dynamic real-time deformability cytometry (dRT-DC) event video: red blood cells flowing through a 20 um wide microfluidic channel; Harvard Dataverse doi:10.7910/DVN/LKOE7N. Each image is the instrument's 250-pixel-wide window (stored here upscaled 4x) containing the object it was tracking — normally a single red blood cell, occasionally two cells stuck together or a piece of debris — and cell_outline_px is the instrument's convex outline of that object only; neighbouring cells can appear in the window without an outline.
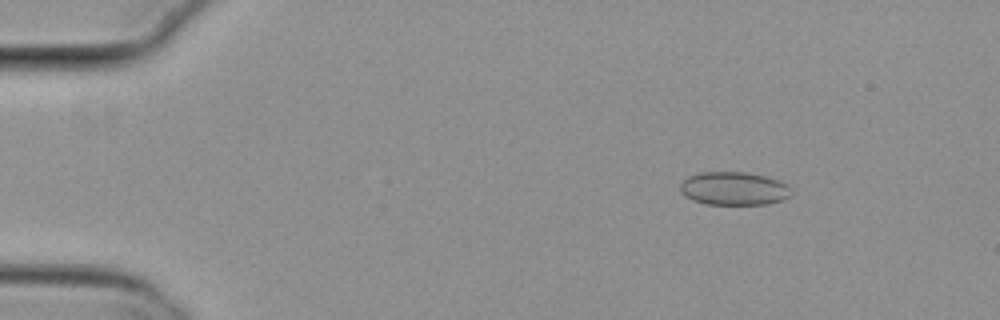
{"species": "common noctule bat (a hibernating species)", "species_latin": "Nyctalus noctula", "temperature_condition": "cold", "stored_images_in_passage": 52, "camera_frame_rate_fps": 3000, "um_per_image_px": 0.085, "animal": {"sex": "female", "body_mass_g": 29.2, "forearm_length_mm": 56.3}, "frame": {"image": 1, "passage_image": 5, "time_ms": 1.333, "image_size_px": [1000, 320], "cell_outline_px": [[792, 196], [784, 200], [768, 204], [708, 204], [692, 200], [680, 192], [680, 184], [688, 176], [700, 172], [748, 172], [768, 176], [788, 184], [792, 188]], "centroid_in_image_um": [62.44, 16.02], "position_along_channel_um": 22.6, "area_um2": 21.91}}
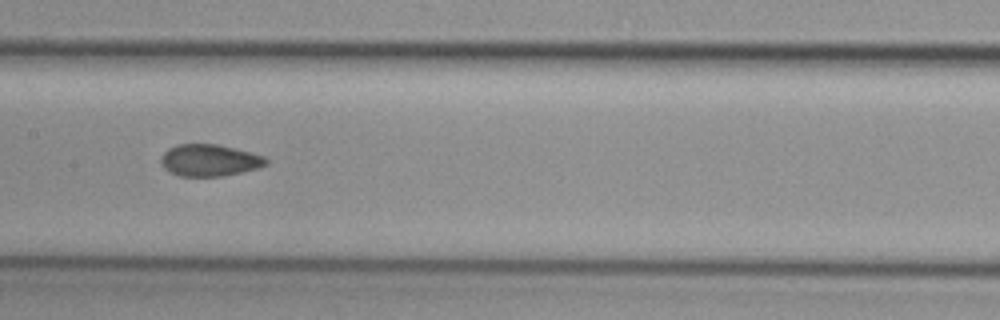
{"frame": {"image": 2, "passage_image": 25, "time_ms": 8.0, "image_size_px": [1000, 320], "cell_outline_px": [[268, 164], [260, 168], [220, 176], [180, 176], [168, 172], [164, 168], [160, 160], [164, 152], [168, 148], [180, 144], [216, 144], [236, 148], [264, 156], [268, 160]], "centroid_in_image_um": [17.81, 13.62], "position_along_channel_um": 189.6, "area_um2": 19.54}}
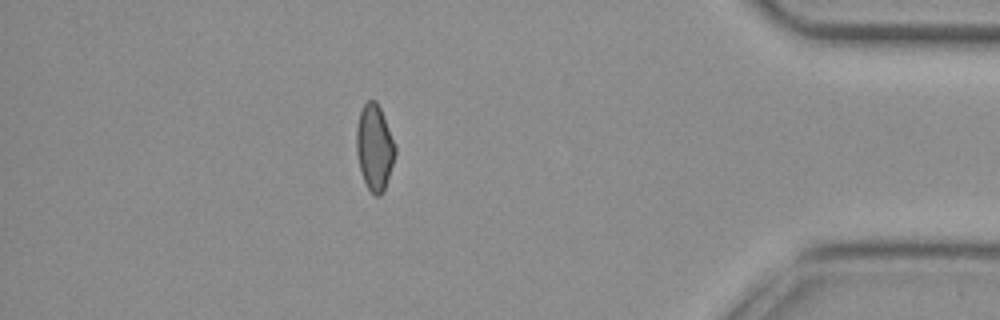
{"frame": {"image": 3, "passage_image": 45, "time_ms": 14.667, "image_size_px": [1000, 320], "cell_outline_px": [[396, 152], [384, 192], [380, 196], [376, 196], [368, 188], [364, 180], [360, 168], [356, 152], [356, 128], [360, 112], [364, 104], [368, 100], [376, 100], [380, 108], [396, 144]], "centroid_in_image_um": [31.84, 12.53], "position_along_channel_um": 403.4, "area_um2": 19.36}, "authors_computed_cell_mechanics": {"area_um2": 19.8543, "velocity_mm_per_s": 3.826, "shape_relaxation_time_tau1_ms": null, "shape_relaxation_time_tau2_ms": 1.7127, "deformation_change_tau1": null, "deformation_change_tau2": 0.0568}}